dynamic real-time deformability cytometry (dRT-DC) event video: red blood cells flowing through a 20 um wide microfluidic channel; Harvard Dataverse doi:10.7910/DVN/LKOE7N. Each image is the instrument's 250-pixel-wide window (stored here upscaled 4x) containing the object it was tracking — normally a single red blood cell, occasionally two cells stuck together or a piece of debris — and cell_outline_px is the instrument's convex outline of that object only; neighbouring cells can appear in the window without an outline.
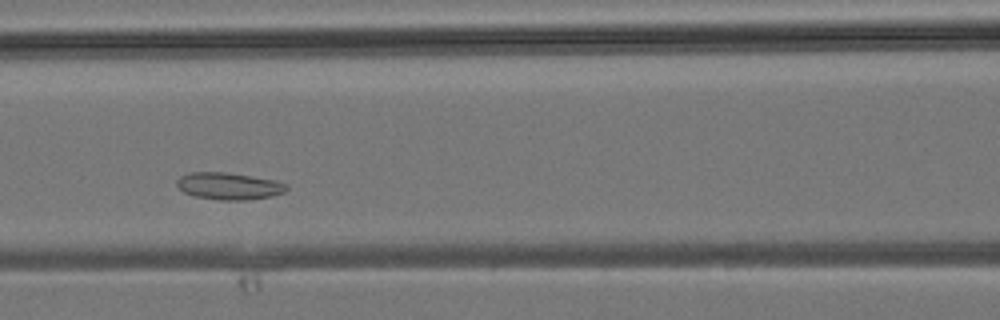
{"species": "common noctule bat (a hibernating species)", "species_latin": "Nyctalus noctula", "temperature_condition": "room temperature", "stored_images_in_passage": 26, "camera_frame_rate_fps": 3000, "um_per_image_px": 0.085, "animal": {"sex": "male", "body_mass_g": 19.2, "forearm_length_mm": 51.8}, "frame": {"image": 1, "passage_image": 10, "time_ms": 3.0, "image_size_px": [1000, 320], "cell_outline_px": [[288, 188], [284, 192], [272, 196], [244, 200], [220, 200], [196, 196], [184, 192], [176, 184], [176, 180], [180, 176], [192, 172], [224, 172], [276, 180], [288, 184]], "centroid_in_image_um": [19.47, 15.81], "position_along_channel_um": 147.1, "area_um2": 17.17}}
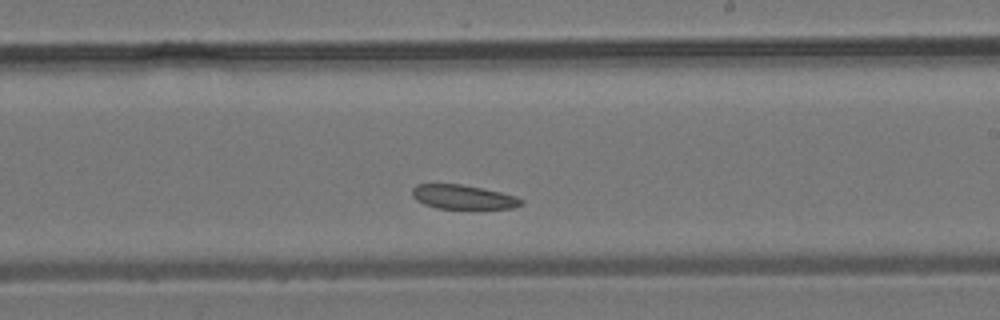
{"frame": {"image": 2, "passage_image": 16, "time_ms": 5.0, "image_size_px": [1000, 320], "cell_outline_px": [[524, 204], [516, 208], [436, 208], [424, 204], [416, 200], [412, 196], [412, 188], [416, 184], [460, 184], [500, 192], [516, 196], [524, 200]], "centroid_in_image_um": [39.37, 16.74], "position_along_channel_um": 249.6, "area_um2": 15.32}}
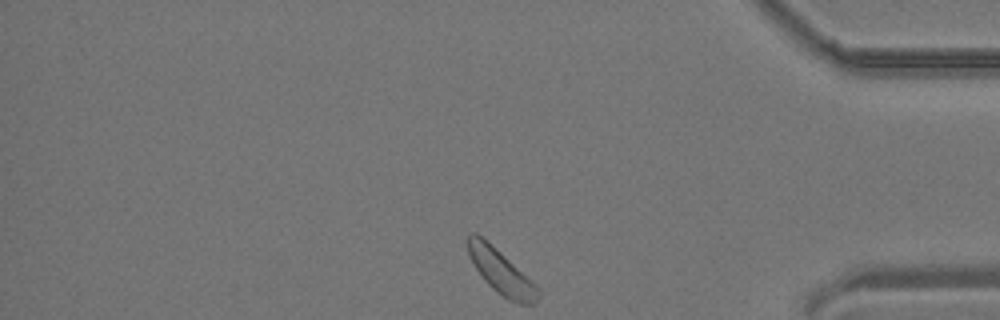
{"frame": {"image": 3, "passage_image": 26, "time_ms": 8.333, "image_size_px": [1000, 320], "cell_outline_px": [[540, 296], [536, 304], [520, 304], [508, 300], [496, 292], [484, 280], [472, 264], [468, 256], [468, 232], [476, 232], [504, 256], [536, 284], [540, 292]], "centroid_in_image_um": [42.59, 23.14], "position_along_channel_um": 392.6, "area_um2": 18.03}}